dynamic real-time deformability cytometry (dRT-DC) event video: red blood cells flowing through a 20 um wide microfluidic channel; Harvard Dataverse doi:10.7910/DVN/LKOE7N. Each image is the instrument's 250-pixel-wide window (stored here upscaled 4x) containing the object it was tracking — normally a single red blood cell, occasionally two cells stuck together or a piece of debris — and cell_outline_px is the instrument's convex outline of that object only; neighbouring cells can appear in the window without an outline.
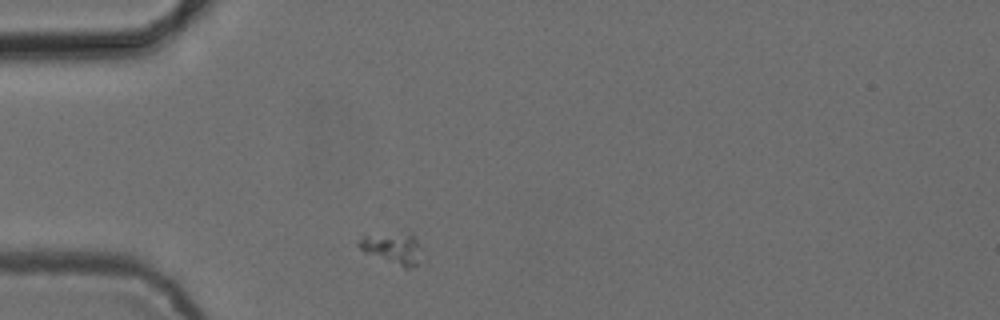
{"species": "common noctule bat (a hibernating species)", "species_latin": "Nyctalus noctula", "temperature_condition": "cold", "stored_images_in_passage": 41, "camera_frame_rate_fps": 3000, "um_per_image_px": 0.085, "animal": {"sex": "female", "body_mass_g": 24.6, "forearm_length_mm": 56.2}, "frame": {"image": 1, "passage_image": 1, "time_ms": 0.0, "image_size_px": [1000, 320], "cell_outline_px": [[416, 264], [408, 268], [404, 268], [364, 252], [356, 244], [360, 236], [412, 232], [416, 236]], "centroid_in_image_um": [33.26, 21.07], "position_along_channel_um": 51.7, "area_um2": 10.98}}
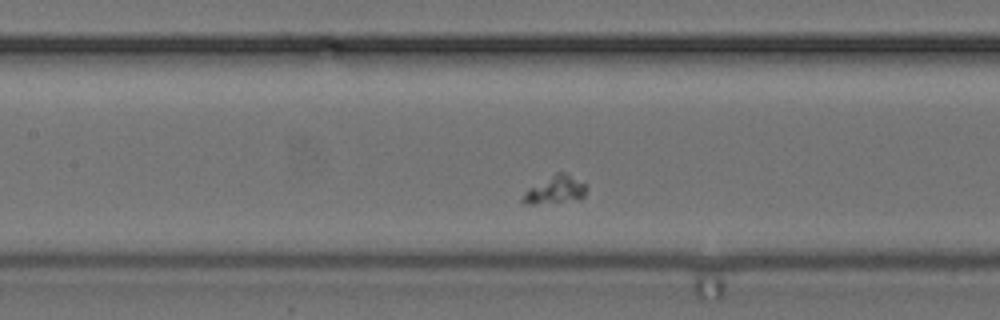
{"frame": {"image": 2, "passage_image": 11, "time_ms": 3.333, "image_size_px": [1000, 320], "cell_outline_px": [[588, 188], [584, 196], [580, 200], [536, 204], [524, 204], [520, 200], [524, 192], [528, 188], [556, 172], [568, 172], [584, 184]], "centroid_in_image_um": [47.19, 16.14], "position_along_channel_um": 160.2, "area_um2": 10.58}}
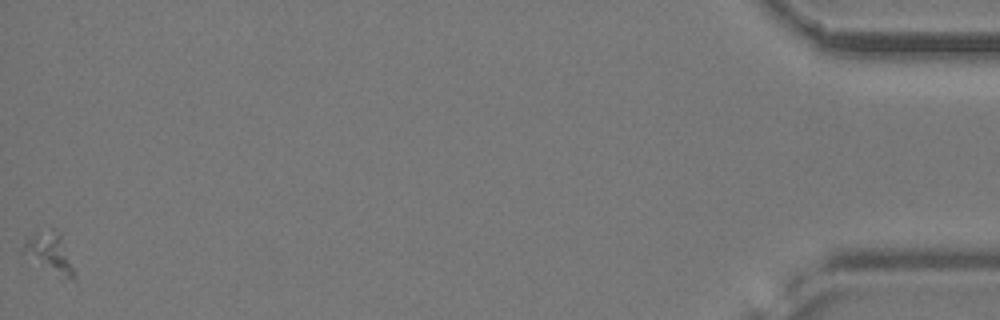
{"frame": {"image": 3, "passage_image": 41, "time_ms": 13.333, "image_size_px": [1000, 320], "cell_outline_px": [[76, 276], [72, 280], [24, 252], [24, 244], [32, 232], [36, 228], [52, 224], [60, 232], [76, 272]], "centroid_in_image_um": [4.28, 21.26], "position_along_channel_um": 430.9, "area_um2": 11.44}}